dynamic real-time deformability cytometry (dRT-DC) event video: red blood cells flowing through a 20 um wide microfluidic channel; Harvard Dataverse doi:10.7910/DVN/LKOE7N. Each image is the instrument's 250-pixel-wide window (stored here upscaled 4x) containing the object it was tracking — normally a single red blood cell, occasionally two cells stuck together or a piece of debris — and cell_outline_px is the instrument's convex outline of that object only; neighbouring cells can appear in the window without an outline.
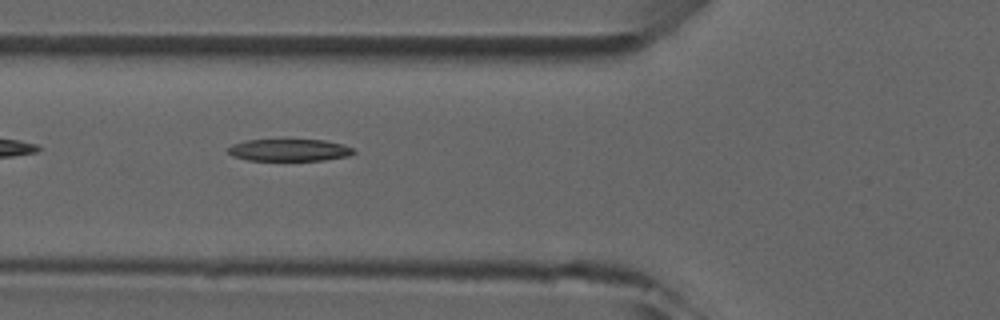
{"species": "common noctule bat (a hibernating species)", "species_latin": "Nyctalus noctula", "temperature_condition": "room temperature", "stored_images_in_passage": 7, "camera_frame_rate_fps": 3000, "um_per_image_px": 0.085, "animal": {"sex": "male", "forearm_length_mm": 52.5}, "frame": {"image": 1, "passage_image": 4, "time_ms": 3.333, "image_size_px": [1000, 320], "cell_outline_px": [[356, 152], [348, 156], [324, 160], [248, 160], [232, 156], [228, 152], [228, 148], [232, 144], [248, 140], [324, 140], [344, 144], [352, 148]], "centroid_in_image_um": [24.6, 12.75], "position_along_channel_um": 101.2, "area_um2": 16.07}}
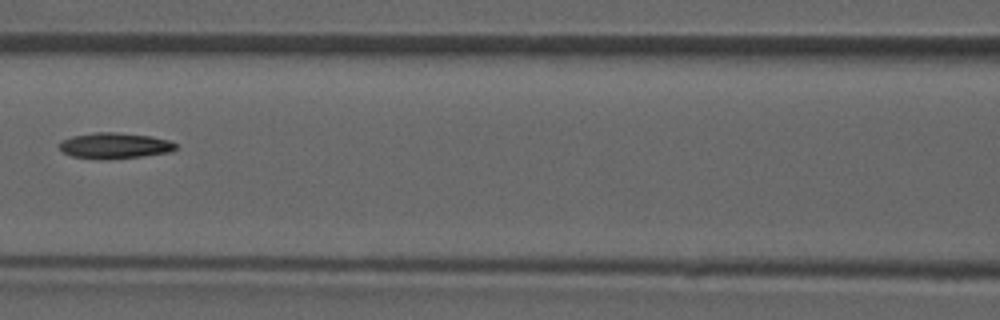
{"frame": {"image": 2, "passage_image": 5, "time_ms": 4.667, "image_size_px": [1000, 320], "cell_outline_px": [[176, 148], [172, 152], [140, 156], [104, 160], [100, 160], [72, 156], [64, 152], [60, 148], [60, 140], [72, 136], [96, 132], [112, 132], [152, 136], [168, 140], [176, 144]], "centroid_in_image_um": [9.74, 12.38], "position_along_channel_um": 156.9, "area_um2": 17.51}}